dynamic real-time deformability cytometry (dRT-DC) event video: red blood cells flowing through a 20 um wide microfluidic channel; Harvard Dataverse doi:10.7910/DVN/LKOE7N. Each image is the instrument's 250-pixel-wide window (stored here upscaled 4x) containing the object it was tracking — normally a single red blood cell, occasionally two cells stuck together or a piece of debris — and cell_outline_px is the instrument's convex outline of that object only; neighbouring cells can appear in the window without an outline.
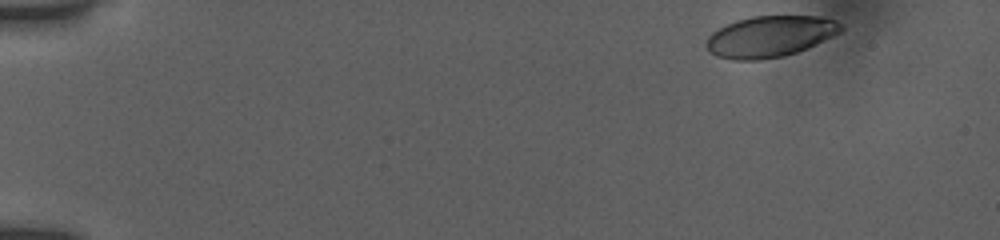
{"species": "human", "species_latin": "Homo sapiens", "temperature_condition": "room temperature", "stored_images_in_passage": 10, "camera_frame_rate_fps": 3000, "um_per_image_px": 0.085, "donor": {"sex": "female"}, "frame": {"image": 1, "passage_image": 1, "time_ms": 0.0, "image_size_px": [1000, 240], "cell_outline_px": [[844, 28], [840, 32], [832, 36], [796, 52], [784, 56], [760, 60], [732, 60], [716, 56], [708, 52], [704, 44], [708, 36], [712, 32], [736, 20], [752, 16], [816, 16], [836, 20], [844, 24]], "centroid_in_image_um": [65.41, 3.1], "position_along_channel_um": 19.6, "area_um2": 32.37}}
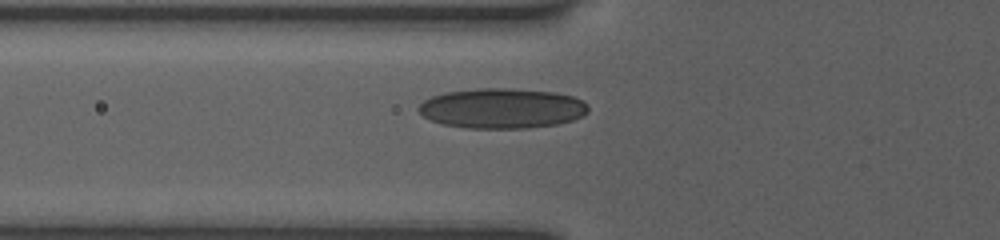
{"frame": {"image": 2, "passage_image": 8, "time_ms": 5.0, "image_size_px": [1000, 240], "cell_outline_px": [[588, 112], [572, 120], [556, 124], [528, 128], [468, 128], [444, 124], [432, 120], [424, 116], [416, 108], [424, 100], [432, 96], [444, 92], [476, 88], [508, 88], [556, 92], [572, 96], [588, 104]], "centroid_in_image_um": [42.66, 9.2], "position_along_channel_um": 83.1, "area_um2": 39.59}}
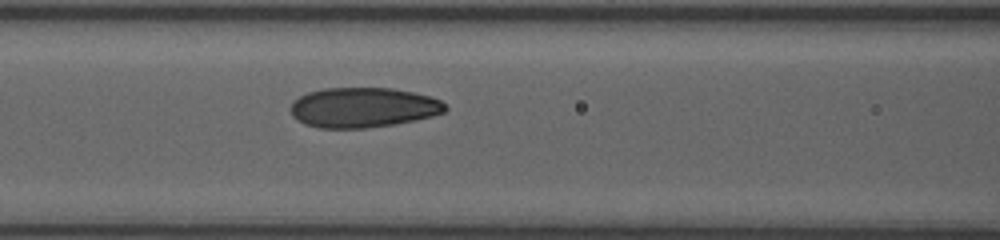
{"frame": {"image": 3, "passage_image": 10, "time_ms": 6.333, "image_size_px": [1000, 240], "cell_outline_px": [[448, 108], [444, 112], [432, 116], [416, 120], [368, 128], [320, 128], [304, 124], [296, 120], [292, 116], [292, 100], [308, 92], [324, 88], [392, 88], [432, 96], [440, 100]], "centroid_in_image_um": [30.86, 9.14], "position_along_channel_um": 135.7, "area_um2": 36.13}}